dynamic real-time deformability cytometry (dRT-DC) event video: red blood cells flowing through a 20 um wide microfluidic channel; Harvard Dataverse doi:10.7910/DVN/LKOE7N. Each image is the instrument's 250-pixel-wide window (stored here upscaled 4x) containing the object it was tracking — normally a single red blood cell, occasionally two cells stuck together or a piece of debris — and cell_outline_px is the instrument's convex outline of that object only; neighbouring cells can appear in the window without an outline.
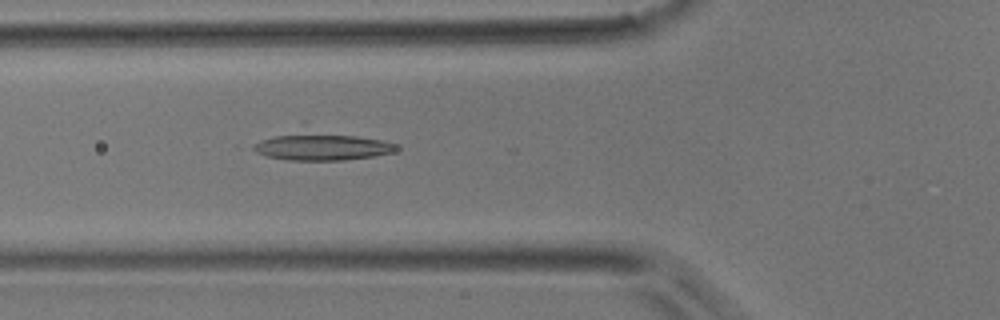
{"species": "common noctule bat (a hibernating species)", "species_latin": "Nyctalus noctula", "temperature_condition": "room temperature", "stored_images_in_passage": 19, "camera_frame_rate_fps": 3000, "um_per_image_px": 0.085, "animal": {"sex": "male", "body_mass_g": 17.9}, "frame": {"image": 1, "passage_image": 16, "time_ms": 5.0, "image_size_px": [1000, 320], "cell_outline_px": [[400, 148], [392, 152], [372, 156], [344, 160], [288, 160], [268, 156], [256, 152], [248, 148], [304, 120], [384, 140], [396, 144]], "centroid_in_image_um": [27.32, 12.24], "position_along_channel_um": 98.5, "area_um2": 26.59}}